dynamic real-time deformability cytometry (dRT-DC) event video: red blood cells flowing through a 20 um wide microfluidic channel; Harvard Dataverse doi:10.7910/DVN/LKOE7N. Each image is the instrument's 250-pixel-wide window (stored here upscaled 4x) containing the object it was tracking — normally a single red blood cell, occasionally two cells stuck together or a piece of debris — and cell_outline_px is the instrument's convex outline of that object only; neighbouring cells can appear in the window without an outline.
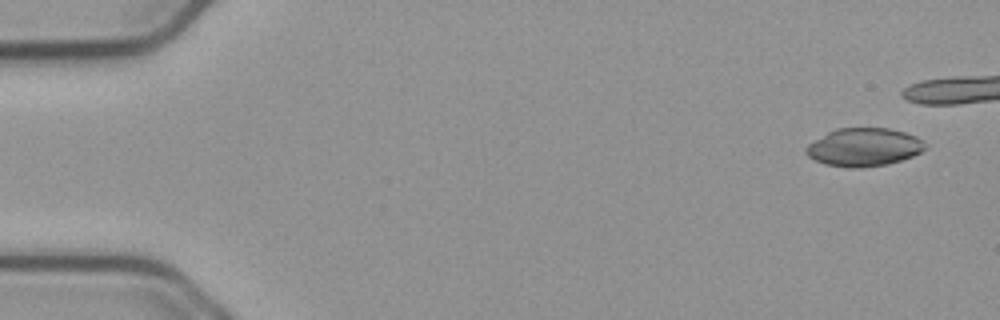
{"species": "common noctule bat (a hibernating species)", "species_latin": "Nyctalus noctula", "temperature_condition": "cold", "stored_images_in_passage": 44, "camera_frame_rate_fps": 3000, "um_per_image_px": 0.085, "animal": {"sex": "male", "body_mass_g": 23.1, "forearm_length_mm": 52.7}, "frame": {"image": 1, "passage_image": 3, "time_ms": 0.667, "image_size_px": [1000, 320], "cell_outline_px": [[928, 144], [920, 152], [912, 156], [888, 164], [860, 168], [848, 168], [824, 164], [808, 156], [804, 152], [804, 148], [808, 144], [828, 132], [836, 128], [888, 128], [904, 132], [916, 136], [924, 140]], "centroid_in_image_um": [73.42, 12.51], "position_along_channel_um": 11.6, "area_um2": 26.59}}